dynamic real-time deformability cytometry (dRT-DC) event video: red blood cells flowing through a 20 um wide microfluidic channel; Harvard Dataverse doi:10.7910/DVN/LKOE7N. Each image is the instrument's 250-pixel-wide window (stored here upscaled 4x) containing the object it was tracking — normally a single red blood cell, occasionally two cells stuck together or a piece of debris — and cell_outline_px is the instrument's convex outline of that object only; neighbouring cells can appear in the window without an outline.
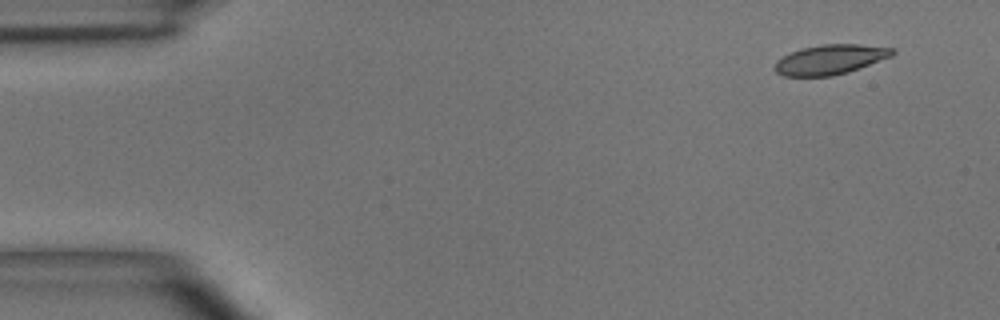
{"species": "common noctule bat (a hibernating species)", "species_latin": "Nyctalus noctula", "temperature_condition": "room temperature", "stored_images_in_passage": 5, "camera_frame_rate_fps": 3000, "um_per_image_px": 0.085, "animal": {"sex": "male", "body_mass_g": 15.6}, "frame": {"image": 1, "passage_image": 1, "time_ms": 0.0, "image_size_px": [1000, 320], "cell_outline_px": [[896, 52], [892, 56], [848, 72], [832, 76], [780, 76], [776, 72], [776, 60], [800, 48], [820, 44], [860, 44], [896, 48]], "centroid_in_image_um": [70.59, 5.05], "position_along_channel_um": 14.4, "area_um2": 20.46}}
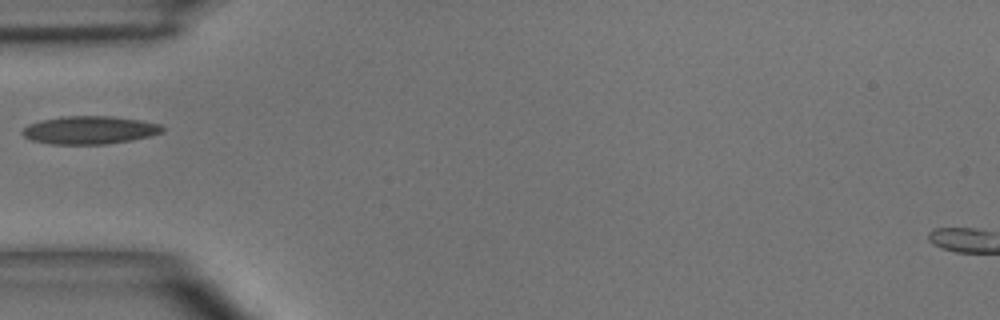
{"frame": {"image": 2, "passage_image": 4, "time_ms": 4.333, "image_size_px": [1000, 320], "cell_outline_px": [[164, 132], [152, 136], [132, 140], [108, 144], [52, 144], [32, 140], [24, 136], [20, 132], [28, 124], [40, 120], [60, 116], [108, 116], [140, 120], [160, 124], [164, 128]], "centroid_in_image_um": [7.63, 11.05], "position_along_channel_um": 77.4, "area_um2": 23.0}}
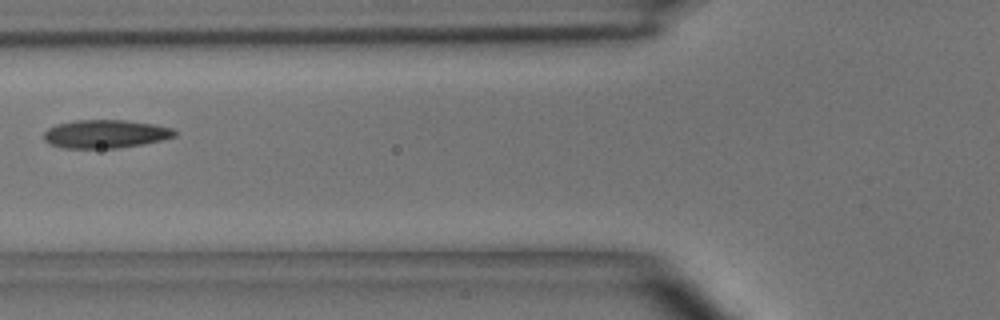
{"frame": {"image": 3, "passage_image": 5, "time_ms": 5.333, "image_size_px": [1000, 320], "cell_outline_px": [[176, 136], [160, 140], [140, 144], [116, 148], [64, 148], [48, 144], [44, 140], [44, 132], [48, 128], [56, 124], [76, 120], [124, 120], [156, 124], [172, 128], [176, 132]], "centroid_in_image_um": [8.93, 11.38], "position_along_channel_um": 116.9, "area_um2": 21.56}}